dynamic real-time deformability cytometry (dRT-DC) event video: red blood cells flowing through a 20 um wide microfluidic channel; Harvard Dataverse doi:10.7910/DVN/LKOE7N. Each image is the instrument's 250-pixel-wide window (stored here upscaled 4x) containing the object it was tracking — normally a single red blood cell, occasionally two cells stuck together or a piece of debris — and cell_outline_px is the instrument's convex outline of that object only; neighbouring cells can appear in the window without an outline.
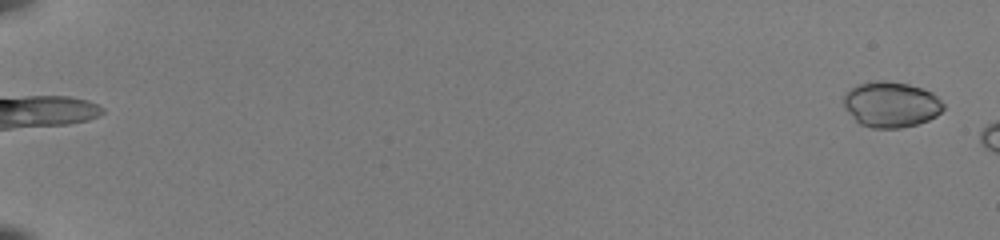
{"species": "common noctule bat (a hibernating species)", "species_latin": "Nyctalus noctula", "temperature_condition": "room temperature", "stored_images_in_passage": 6, "camera_frame_rate_fps": 3000, "um_per_image_px": 0.085, "animal": {"sex": "female", "body_mass_g": 22.0, "forearm_length_mm": 56.7}, "frame": {"image": 1, "passage_image": 1, "time_ms": 0.0, "image_size_px": [1000, 240], "cell_outline_px": [[944, 108], [936, 116], [928, 120], [916, 124], [900, 128], [872, 128], [860, 124], [856, 120], [844, 104], [844, 96], [852, 88], [860, 84], [880, 80], [884, 80], [908, 84], [932, 92], [944, 104]], "centroid_in_image_um": [75.77, 8.88], "position_along_channel_um": 9.2, "area_um2": 26.07}}